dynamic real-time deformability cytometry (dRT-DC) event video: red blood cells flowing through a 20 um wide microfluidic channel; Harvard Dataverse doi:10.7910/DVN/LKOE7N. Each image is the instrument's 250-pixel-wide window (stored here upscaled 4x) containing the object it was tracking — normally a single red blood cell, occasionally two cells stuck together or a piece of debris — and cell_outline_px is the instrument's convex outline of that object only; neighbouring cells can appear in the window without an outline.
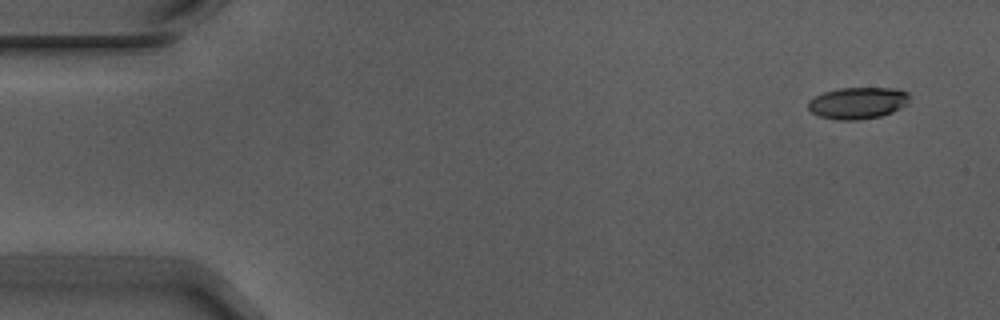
{"species": "Egyptian fruit bat (a non-hibernating species)", "species_latin": "Rousettus aegyptiacus", "temperature_condition": "warm", "stored_images_in_passage": 14, "camera_frame_rate_fps": 3000, "um_per_image_px": 0.085, "animal": {"sex": "male"}, "frame": {"image": 1, "passage_image": 1, "time_ms": 0.0, "image_size_px": [1000, 320], "cell_outline_px": [[908, 104], [892, 112], [880, 116], [856, 120], [840, 120], [820, 116], [812, 112], [808, 108], [808, 100], [824, 92], [840, 88], [896, 88], [908, 92]], "centroid_in_image_um": [72.92, 8.75], "position_along_channel_um": 12.1, "area_um2": 18.61}}